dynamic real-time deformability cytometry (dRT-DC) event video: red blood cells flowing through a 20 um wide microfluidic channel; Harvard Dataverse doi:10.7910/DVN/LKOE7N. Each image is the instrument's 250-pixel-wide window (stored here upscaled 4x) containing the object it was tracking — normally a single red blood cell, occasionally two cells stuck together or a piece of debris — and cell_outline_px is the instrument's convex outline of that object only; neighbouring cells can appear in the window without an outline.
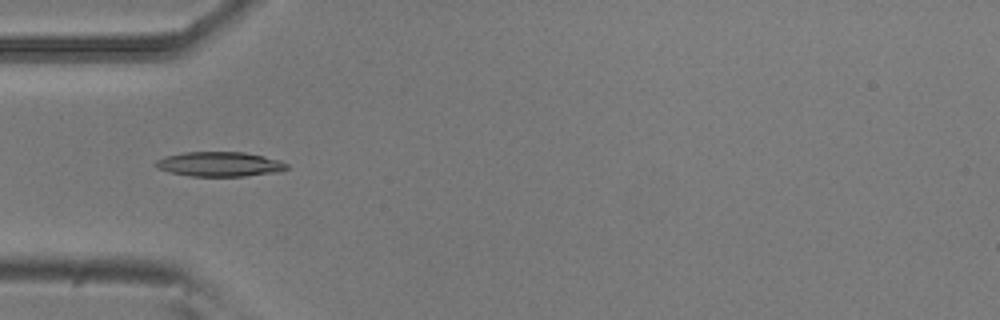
{"species": "common noctule bat (a hibernating species)", "species_latin": "Nyctalus noctula", "temperature_condition": "room temperature", "stored_images_in_passage": 6, "camera_frame_rate_fps": 3000, "um_per_image_px": 0.085, "animal": {"sex": "male", "body_mass_g": 20.5, "forearm_length_mm": 52.5}, "frame": {"image": 1, "passage_image": 5, "time_ms": 1.333, "image_size_px": [1000, 320], "cell_outline_px": [[288, 168], [280, 172], [244, 176], [192, 176], [168, 172], [156, 168], [152, 164], [156, 160], [164, 156], [184, 152], [244, 152], [264, 156], [280, 160], [288, 164]], "centroid_in_image_um": [18.64, 13.95], "position_along_channel_um": 66.4, "area_um2": 19.07}}
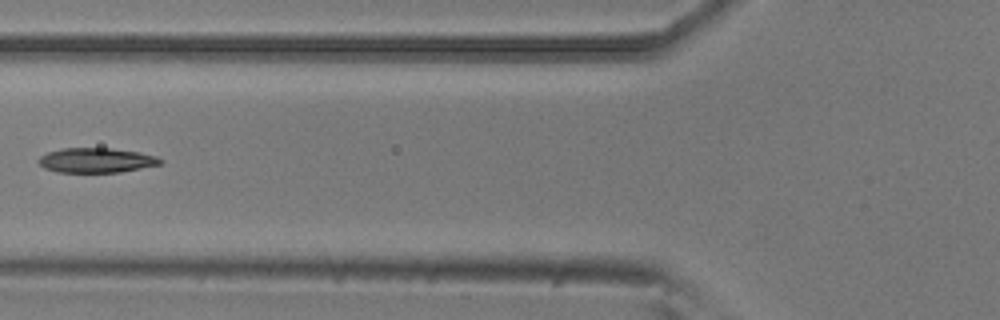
{"frame": {"image": 2, "passage_image": 6, "time_ms": 1.667, "image_size_px": [1000, 320], "cell_outline_px": [[164, 160], [160, 164], [120, 172], [56, 172], [44, 168], [36, 160], [40, 156], [48, 152], [64, 148], [112, 148], [140, 152], [156, 156]], "centroid_in_image_um": [8.17, 13.62], "position_along_channel_um": 117.6, "area_um2": 17.57}}